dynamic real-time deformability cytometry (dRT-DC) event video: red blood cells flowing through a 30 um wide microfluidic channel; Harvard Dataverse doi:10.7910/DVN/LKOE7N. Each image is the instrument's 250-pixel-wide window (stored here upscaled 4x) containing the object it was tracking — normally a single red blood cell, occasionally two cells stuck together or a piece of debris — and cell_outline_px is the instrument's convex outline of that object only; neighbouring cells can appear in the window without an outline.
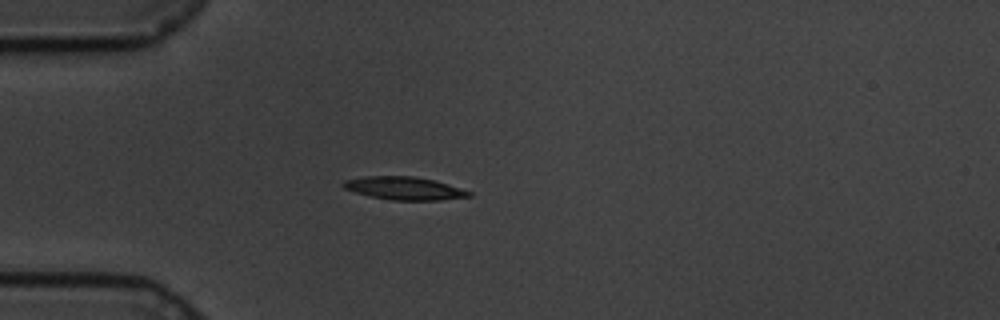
{"species": "common noctule bat (a hibernating species)", "species_latin": "Nyctalus noctula", "temperature_condition": "cold", "stored_images_in_passage": 44, "camera_frame_rate_fps": 3000, "um_per_image_px": 0.085, "animal": {"sex": "male", "body_mass_g": 19.5, "forearm_length_mm": 54.6}, "frame": {"image": 1, "passage_image": 1, "time_ms": 0.0, "image_size_px": [1000, 320], "cell_outline_px": [[472, 196], [440, 200], [392, 200], [372, 196], [356, 192], [344, 188], [340, 184], [344, 180], [364, 176], [412, 176], [432, 180], [448, 184], [472, 192]], "centroid_in_image_um": [34.35, 16.0], "position_along_channel_um": 50.6, "area_um2": 16.65}}
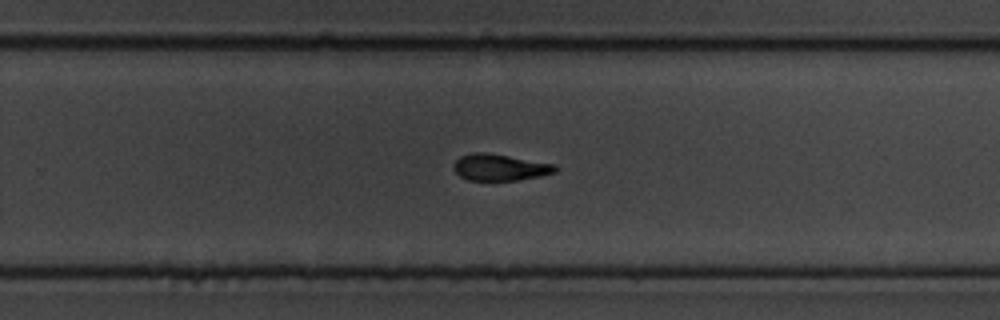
{"frame": {"image": 2, "passage_image": 23, "time_ms": 7.333, "image_size_px": [1000, 320], "cell_outline_px": [[556, 172], [540, 176], [516, 180], [468, 180], [460, 176], [452, 168], [452, 164], [460, 156], [472, 152], [484, 152], [556, 164]], "centroid_in_image_um": [42.45, 14.22], "position_along_channel_um": 287.3, "area_um2": 15.66}}
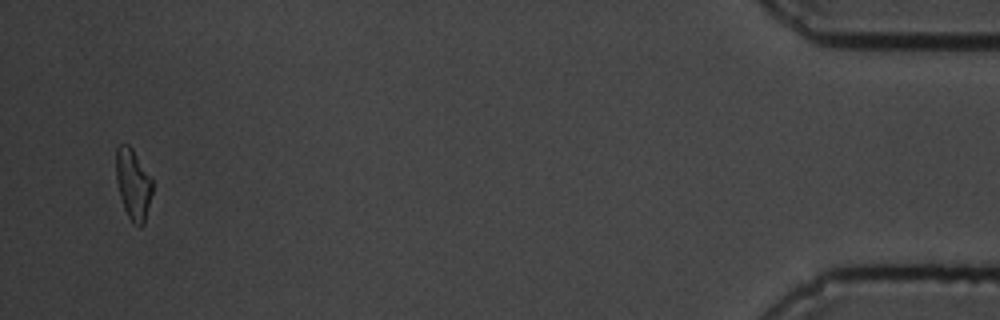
{"frame": {"image": 3, "passage_image": 42, "time_ms": 13.667, "image_size_px": [1000, 320], "cell_outline_px": [[152, 192], [144, 224], [140, 228], [132, 224], [124, 208], [120, 196], [116, 180], [116, 148], [120, 144], [128, 144], [132, 148], [152, 176]], "centroid_in_image_um": [11.32, 15.66], "position_along_channel_um": 423.9, "area_um2": 15.2}, "authors_computed_cell_mechanics": {"area_um2": 16.2129, "velocity_mm_per_s": 3.3945, "shape_relaxation_time_tau1_ms": 2.8994, "shape_relaxation_time_tau2_ms": 4.6977, "deformation_change_tau1": 0.1512, "deformation_change_tau2": 0.1143}}